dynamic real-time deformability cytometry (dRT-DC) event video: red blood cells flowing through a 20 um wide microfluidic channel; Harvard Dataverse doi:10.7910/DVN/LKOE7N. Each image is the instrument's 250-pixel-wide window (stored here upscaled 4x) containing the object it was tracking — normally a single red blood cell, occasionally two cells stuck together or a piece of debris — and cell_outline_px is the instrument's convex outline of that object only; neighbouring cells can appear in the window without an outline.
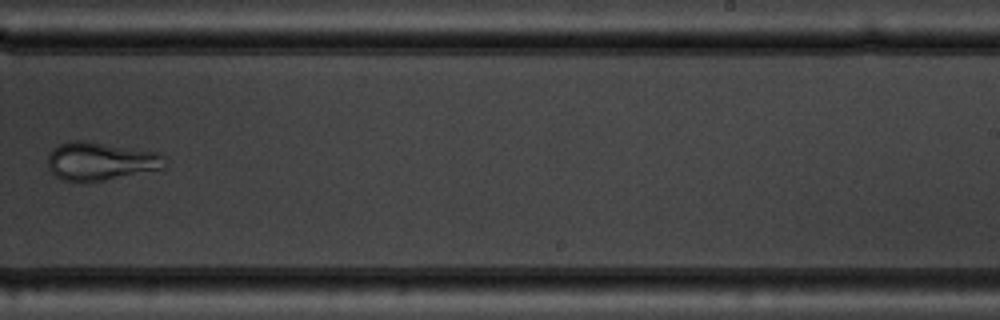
{"species": "common noctule bat (a hibernating species)", "species_latin": "Nyctalus noctula", "temperature_condition": "warm", "stored_images_in_passage": 10, "camera_frame_rate_fps": 3000, "um_per_image_px": 0.085, "animal": {"sex": "male", "body_mass_g": 19.5, "forearm_length_mm": 54.6}, "frame": {"image": 1, "passage_image": 9, "time_ms": 10.0, "image_size_px": [1000, 320], "cell_outline_px": [[164, 168], [104, 180], [80, 184], [64, 180], [56, 176], [48, 168], [48, 152], [52, 148], [60, 144], [72, 140], [88, 140], [156, 152], [164, 156]], "centroid_in_image_um": [8.48, 13.7], "position_along_channel_um": 280.5, "area_um2": 26.36}}